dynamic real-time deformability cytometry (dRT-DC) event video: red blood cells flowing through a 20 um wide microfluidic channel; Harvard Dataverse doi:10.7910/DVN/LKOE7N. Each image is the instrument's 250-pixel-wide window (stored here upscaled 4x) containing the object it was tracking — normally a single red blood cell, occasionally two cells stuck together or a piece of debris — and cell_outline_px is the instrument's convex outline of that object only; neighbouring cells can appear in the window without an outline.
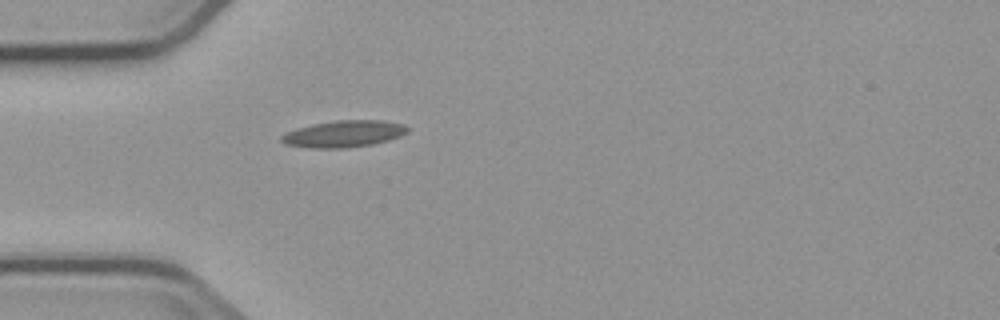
{"species": "common noctule bat (a hibernating species)", "species_latin": "Nyctalus noctula", "temperature_condition": "cold", "stored_images_in_passage": 2, "camera_frame_rate_fps": 3000, "um_per_image_px": 0.085, "animal": {"sex": "male", "body_mass_g": 23.1, "forearm_length_mm": 52.7}, "frame": {"image": 1, "passage_image": 2, "time_ms": 2.0, "image_size_px": [1000, 320], "cell_outline_px": [[408, 132], [400, 136], [388, 140], [372, 144], [344, 148], [312, 148], [284, 144], [280, 140], [280, 136], [296, 128], [312, 124], [336, 120], [380, 120], [404, 124], [408, 128]], "centroid_in_image_um": [29.21, 11.37], "position_along_channel_um": 55.8, "area_um2": 19.59}}